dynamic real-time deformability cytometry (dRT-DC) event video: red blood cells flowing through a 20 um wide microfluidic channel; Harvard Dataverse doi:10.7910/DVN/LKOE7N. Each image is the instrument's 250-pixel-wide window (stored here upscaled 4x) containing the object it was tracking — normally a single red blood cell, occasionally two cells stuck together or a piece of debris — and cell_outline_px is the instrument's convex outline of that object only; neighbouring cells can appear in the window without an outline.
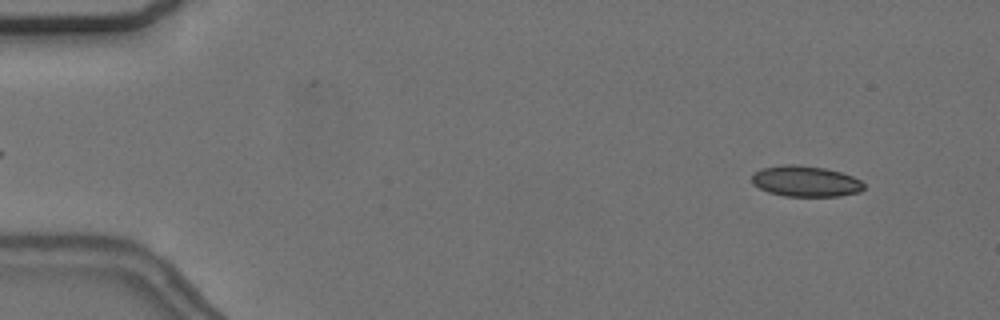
{"species": "common noctule bat (a hibernating species)", "species_latin": "Nyctalus noctula", "temperature_condition": "cold", "stored_images_in_passage": 56, "camera_frame_rate_fps": 3000, "um_per_image_px": 0.085, "animal": {"sex": "female", "body_mass_g": 24.6, "forearm_length_mm": 56.2}, "frame": {"image": 1, "passage_image": 5, "time_ms": 1.333, "image_size_px": [1000, 320], "cell_outline_px": [[864, 188], [860, 192], [840, 196], [784, 196], [768, 192], [752, 184], [752, 176], [760, 168], [788, 164], [796, 164], [824, 168], [840, 172], [852, 176], [860, 180], [864, 184]], "centroid_in_image_um": [68.47, 15.41], "position_along_channel_um": 16.5, "area_um2": 20.11}}
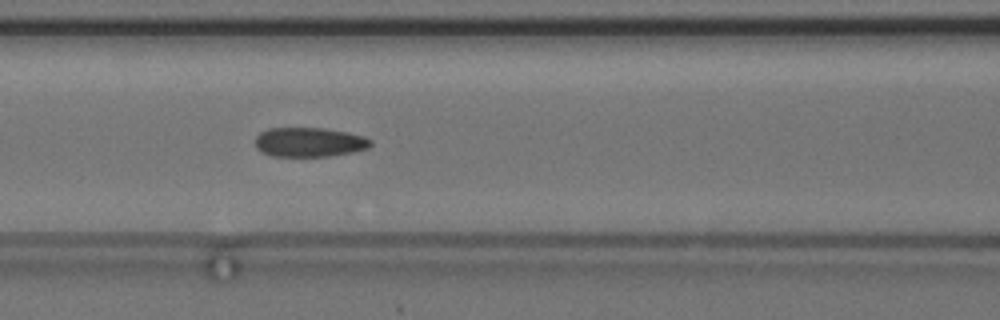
{"frame": {"image": 2, "passage_image": 24, "time_ms": 7.667, "image_size_px": [1000, 320], "cell_outline_px": [[372, 144], [368, 148], [352, 152], [328, 156], [272, 156], [260, 152], [256, 148], [256, 136], [260, 132], [268, 128], [324, 128], [348, 132], [364, 136], [372, 140]], "centroid_in_image_um": [26.28, 12.08], "position_along_channel_um": 140.3, "area_um2": 19.88}}
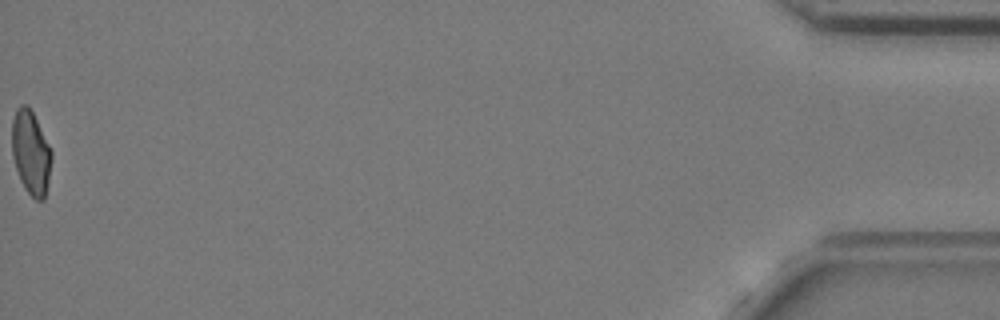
{"frame": {"image": 3, "passage_image": 56, "time_ms": 18.333, "image_size_px": [1000, 320], "cell_outline_px": [[52, 156], [48, 180], [44, 200], [36, 200], [24, 188], [20, 180], [12, 156], [12, 120], [16, 108], [20, 104], [28, 104], [52, 152]], "centroid_in_image_um": [2.6, 12.96], "position_along_channel_um": 432.6, "area_um2": 19.19}, "authors_computed_cell_mechanics": {"area_um2": 20.1144, "velocity_mm_per_s": 3.6972, "shape_relaxation_time_tau1_ms": null, "shape_relaxation_time_tau2_ms": 2.2254, "deformation_change_tau1": null, "deformation_change_tau2": 0.0736}}